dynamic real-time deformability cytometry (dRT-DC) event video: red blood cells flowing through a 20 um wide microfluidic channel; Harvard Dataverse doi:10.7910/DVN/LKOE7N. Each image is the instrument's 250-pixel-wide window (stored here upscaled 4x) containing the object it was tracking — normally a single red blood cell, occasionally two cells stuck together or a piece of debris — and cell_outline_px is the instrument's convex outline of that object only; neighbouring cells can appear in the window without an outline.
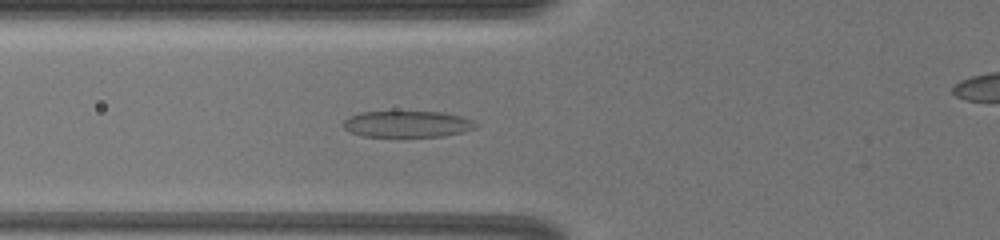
{"species": "common noctule bat (a hibernating species)", "species_latin": "Nyctalus noctula", "temperature_condition": "warm", "stored_images_in_passage": 14, "camera_frame_rate_fps": 3000, "um_per_image_px": 0.085, "animal": {"sex": "female", "body_mass_g": 19.5, "forearm_length_mm": 54.1}, "frame": {"image": 1, "passage_image": 10, "time_ms": 4.667, "image_size_px": [1000, 240], "cell_outline_px": [[476, 128], [464, 132], [444, 136], [364, 136], [348, 132], [344, 128], [344, 120], [348, 116], [360, 112], [440, 112], [460, 116], [472, 120], [476, 124]], "centroid_in_image_um": [34.6, 10.55], "position_along_channel_um": 91.2, "area_um2": 20.23}}
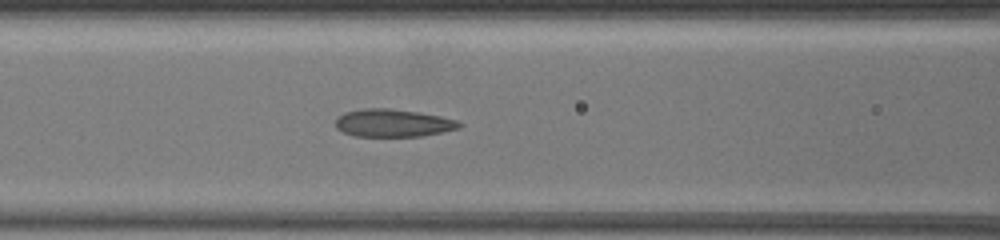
{"frame": {"image": 2, "passage_image": 12, "time_ms": 5.667, "image_size_px": [1000, 240], "cell_outline_px": [[464, 124], [460, 128], [424, 136], [356, 136], [344, 132], [336, 128], [336, 120], [344, 112], [364, 108], [388, 108], [416, 112], [440, 116], [456, 120]], "centroid_in_image_um": [33.43, 10.46], "position_along_channel_um": 133.2, "area_um2": 19.88}}
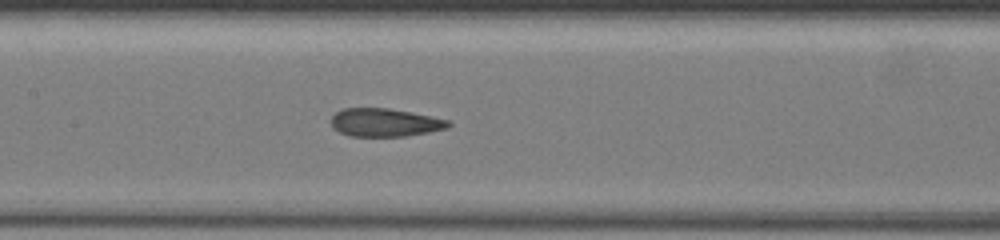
{"frame": {"image": 3, "passage_image": 14, "time_ms": 6.667, "image_size_px": [1000, 240], "cell_outline_px": [[452, 124], [448, 128], [428, 132], [404, 136], [348, 136], [332, 128], [332, 116], [336, 112], [344, 108], [388, 108], [448, 120]], "centroid_in_image_um": [32.68, 10.42], "position_along_channel_um": 174.7, "area_um2": 19.02}}